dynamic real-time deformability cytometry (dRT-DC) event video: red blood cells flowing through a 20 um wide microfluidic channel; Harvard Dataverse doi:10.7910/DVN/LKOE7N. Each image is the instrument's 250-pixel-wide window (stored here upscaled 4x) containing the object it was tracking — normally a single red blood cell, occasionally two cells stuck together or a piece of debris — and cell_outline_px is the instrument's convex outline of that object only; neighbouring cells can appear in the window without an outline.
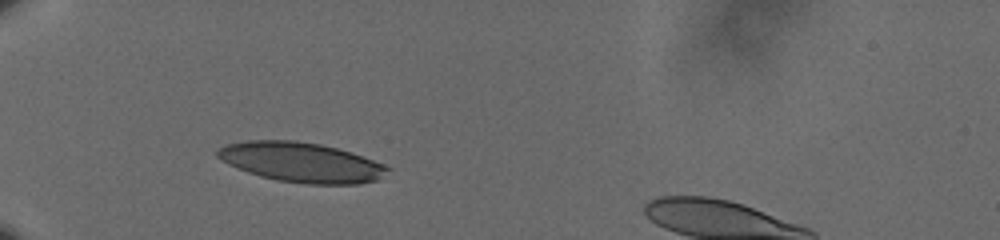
{"species": "human", "species_latin": "Homo sapiens", "temperature_condition": "cold", "stored_images_in_passage": 39, "camera_frame_rate_fps": 3000, "um_per_image_px": 0.085, "donor": {"sex": "male"}, "frame": {"image": 1, "passage_image": 5, "time_ms": 1.333, "image_size_px": [1000, 240], "cell_outline_px": [[392, 168], [380, 180], [360, 184], [308, 184], [276, 180], [260, 176], [248, 172], [228, 164], [216, 156], [216, 152], [224, 144], [248, 140], [296, 140], [320, 144], [352, 152], [384, 164]], "centroid_in_image_um": [25.64, 13.79], "position_along_channel_um": 59.4, "area_um2": 39.71}}
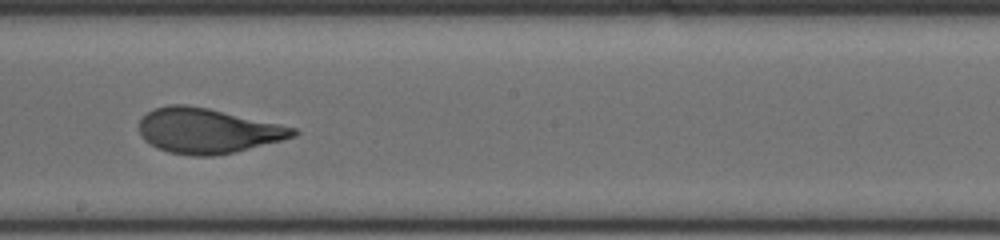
{"frame": {"image": 2, "passage_image": 21, "time_ms": 6.667, "image_size_px": [1000, 240], "cell_outline_px": [[300, 132], [296, 136], [236, 152], [212, 156], [192, 156], [168, 152], [156, 148], [144, 140], [140, 136], [140, 120], [152, 108], [168, 104], [188, 104], [208, 108], [296, 128]], "centroid_in_image_um": [17.61, 11.12], "position_along_channel_um": 230.6, "area_um2": 40.46}}
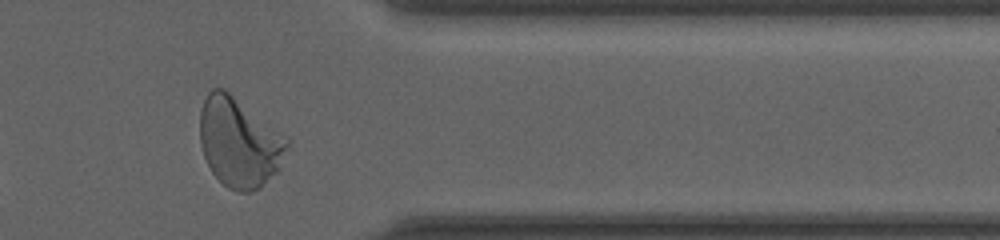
{"frame": {"image": 3, "passage_image": 35, "time_ms": 11.333, "image_size_px": [1000, 240], "cell_outline_px": [[288, 148], [276, 172], [260, 188], [248, 192], [240, 192], [228, 188], [212, 172], [204, 156], [200, 144], [200, 108], [208, 92], [212, 88], [224, 88], [288, 140]], "centroid_in_image_um": [20.28, 12.11], "position_along_channel_um": 391.1, "area_um2": 44.62}, "authors_computed_cell_mechanics": {"area_um2": 40.2866, "velocity_mm_per_s": 3.5783, "shape_relaxation_time_tau1_ms": 3.5775, "shape_relaxation_time_tau2_ms": null, "deformation_change_tau1": 0.1812, "deformation_change_tau2": null}}